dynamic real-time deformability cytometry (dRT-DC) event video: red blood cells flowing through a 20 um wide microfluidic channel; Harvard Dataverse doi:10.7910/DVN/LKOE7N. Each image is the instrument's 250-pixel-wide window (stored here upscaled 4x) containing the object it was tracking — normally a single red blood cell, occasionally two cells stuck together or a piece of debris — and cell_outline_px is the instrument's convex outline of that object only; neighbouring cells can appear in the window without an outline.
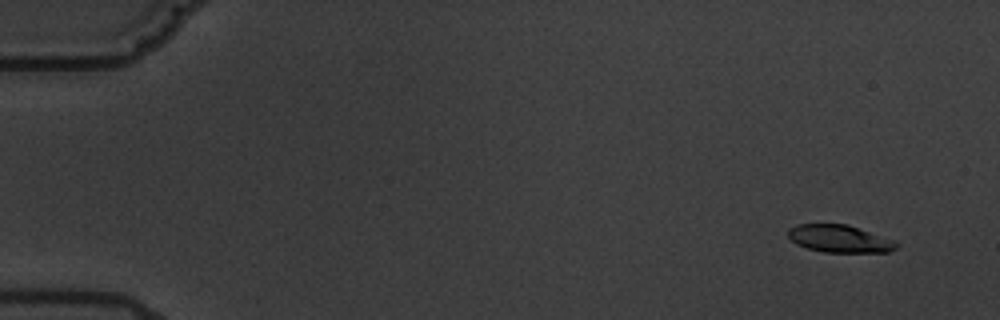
{"species": "common noctule bat (a hibernating species)", "species_latin": "Nyctalus noctula", "temperature_condition": "warm", "stored_images_in_passage": 10, "camera_frame_rate_fps": 3000, "um_per_image_px": 0.085, "animal": {"sex": "male", "body_mass_g": 19.5, "forearm_length_mm": 54.6}, "frame": {"image": 1, "passage_image": 2, "time_ms": 1.0, "image_size_px": [1000, 320], "cell_outline_px": [[900, 244], [896, 248], [888, 252], [824, 252], [808, 248], [796, 244], [788, 236], [788, 228], [796, 224], [848, 224], [892, 240]], "centroid_in_image_um": [71.33, 20.29], "position_along_channel_um": 13.7, "area_um2": 17.22}}
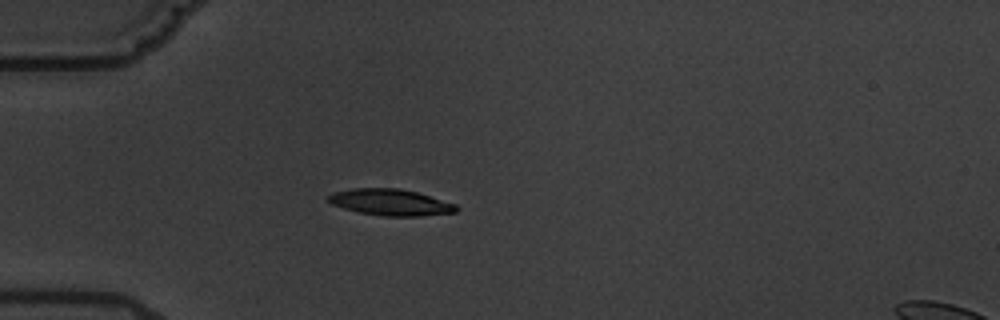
{"frame": {"image": 2, "passage_image": 5, "time_ms": 5.667, "image_size_px": [1000, 320], "cell_outline_px": [[460, 208], [456, 212], [420, 216], [380, 216], [360, 212], [344, 208], [332, 204], [328, 200], [328, 196], [336, 192], [352, 188], [400, 188], [416, 192], [456, 204]], "centroid_in_image_um": [33.22, 17.2], "position_along_channel_um": 51.8, "area_um2": 19.54}}
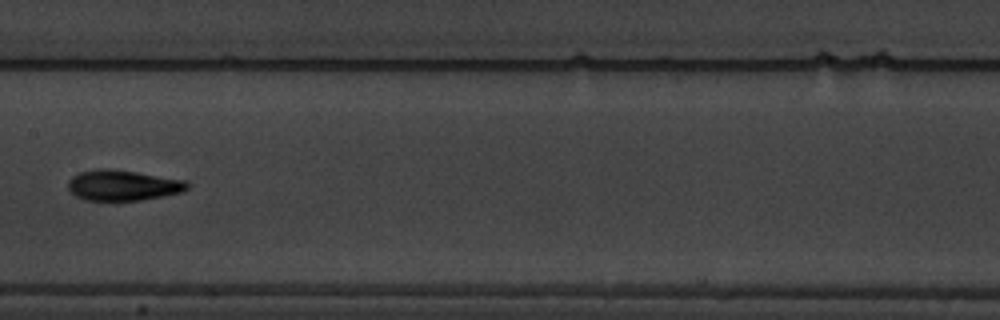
{"frame": {"image": 3, "passage_image": 9, "time_ms": 10.333, "image_size_px": [1000, 320], "cell_outline_px": [[188, 188], [184, 192], [164, 196], [140, 200], [84, 200], [76, 196], [68, 188], [68, 180], [72, 176], [80, 172], [96, 168], [108, 168], [136, 172], [188, 180]], "centroid_in_image_um": [10.46, 15.74], "position_along_channel_um": 196.9, "area_um2": 21.39}}